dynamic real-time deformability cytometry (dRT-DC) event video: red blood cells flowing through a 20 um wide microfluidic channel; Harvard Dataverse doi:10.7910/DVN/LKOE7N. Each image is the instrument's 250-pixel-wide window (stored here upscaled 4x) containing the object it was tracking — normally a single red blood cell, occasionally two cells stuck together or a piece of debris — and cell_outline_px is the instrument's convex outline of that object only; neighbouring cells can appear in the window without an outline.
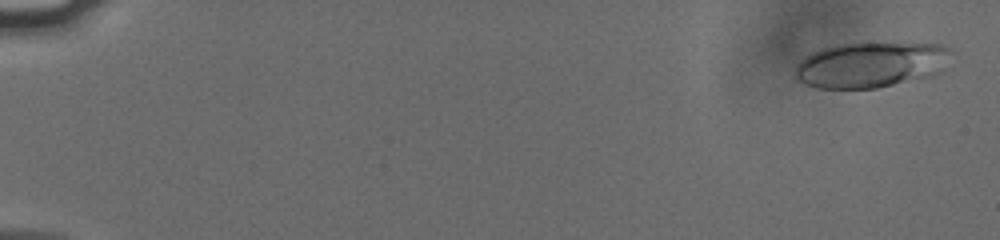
{"species": "human", "species_latin": "Homo sapiens", "temperature_condition": "cold", "stored_images_in_passage": 55, "camera_frame_rate_fps": 3000, "um_per_image_px": 0.085, "donor": {"sex": "male"}, "frame": {"image": 1, "passage_image": 2, "time_ms": 0.333, "image_size_px": [1000, 240], "cell_outline_px": [[948, 48], [940, 72], [928, 76], [876, 88], [816, 88], [804, 84], [796, 80], [796, 68], [812, 52], [836, 44], [944, 44]], "centroid_in_image_um": [73.94, 5.52], "position_along_channel_um": 11.1, "area_um2": 40.11}}
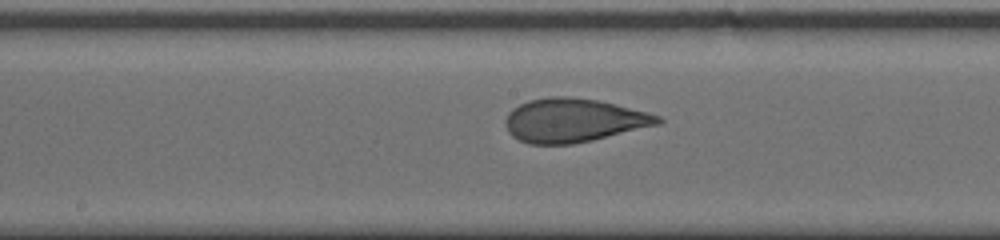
{"frame": {"image": 2, "passage_image": 31, "time_ms": 10.0, "image_size_px": [1000, 240], "cell_outline_px": [[664, 120], [660, 124], [592, 140], [572, 144], [528, 144], [512, 136], [508, 132], [504, 124], [504, 120], [508, 112], [512, 108], [528, 100], [548, 96], [568, 96], [596, 100], [616, 104], [660, 116]], "centroid_in_image_um": [48.7, 10.22], "position_along_channel_um": 199.5, "area_um2": 38.9}}
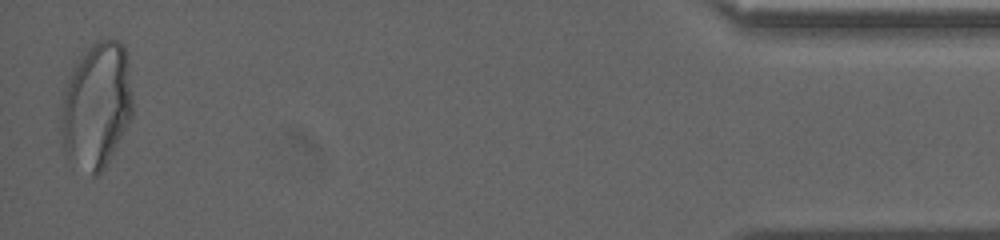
{"frame": {"image": 3, "passage_image": 55, "time_ms": 18.0, "image_size_px": [1000, 240], "cell_outline_px": [[132, 116], [104, 168], [96, 176], [92, 176], [68, 160], [60, 148], [60, 128], [64, 92], [72, 68], [80, 56], [96, 40], [108, 36], [124, 44], [128, 64], [132, 100]], "centroid_in_image_um": [8.17, 8.97], "position_along_channel_um": 427.0, "area_um2": 53.0}, "authors_computed_cell_mechanics": {"area_um2": 39.7086, "velocity_mm_per_s": 3.7876, "shape_relaxation_time_tau1_ms": 9.4006, "shape_relaxation_time_tau2_ms": 0.8286, "deformation_change_tau1": 0.2353, "deformation_change_tau2": 0.0751}}